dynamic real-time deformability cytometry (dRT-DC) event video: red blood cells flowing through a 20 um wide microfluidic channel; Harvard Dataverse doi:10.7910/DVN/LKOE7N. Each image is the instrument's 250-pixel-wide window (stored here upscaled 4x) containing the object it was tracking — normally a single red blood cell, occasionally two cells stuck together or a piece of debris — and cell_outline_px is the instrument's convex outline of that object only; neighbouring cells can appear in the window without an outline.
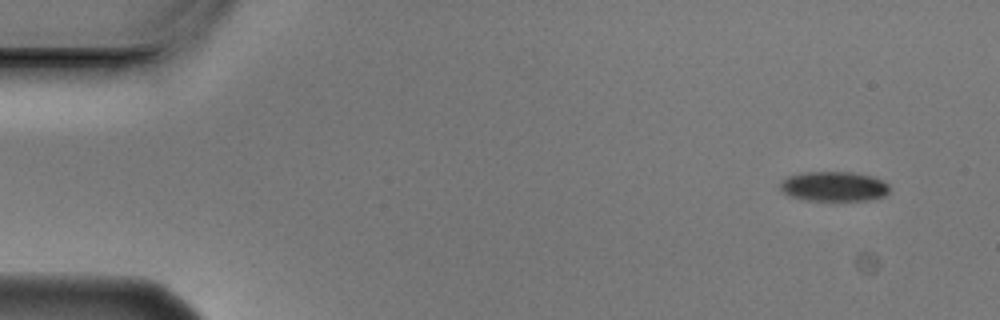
{"species": "Egyptian fruit bat (a non-hibernating species)", "species_latin": "Rousettus aegyptiacus", "temperature_condition": "cold", "stored_images_in_passage": 5, "segment_of_instrument_passage": [2, 2], "camera_frame_rate_fps": 3000, "um_per_image_px": 0.085, "animal": {"sex": "male"}, "frame": {"image": 1, "passage_image": 5, "time_ms": 1.333, "image_size_px": [1000, 320], "cell_outline_px": [[888, 192], [884, 196], [868, 200], [808, 200], [788, 196], [780, 188], [780, 184], [788, 176], [800, 172], [852, 172], [872, 176], [888, 184]], "centroid_in_image_um": [70.86, 15.84], "position_along_channel_um": 14.1, "area_um2": 18.84}}